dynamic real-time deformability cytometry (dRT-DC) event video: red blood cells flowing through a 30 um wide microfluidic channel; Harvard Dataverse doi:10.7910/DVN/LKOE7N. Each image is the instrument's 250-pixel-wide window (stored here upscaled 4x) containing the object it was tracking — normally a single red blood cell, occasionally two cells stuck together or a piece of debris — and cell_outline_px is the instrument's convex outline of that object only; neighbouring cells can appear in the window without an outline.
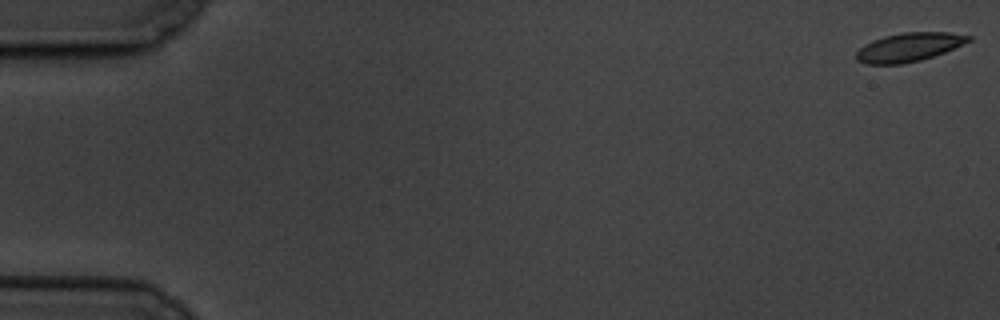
{"species": "common noctule bat (a hibernating species)", "species_latin": "Nyctalus noctula", "temperature_condition": "cold", "stored_images_in_passage": 5, "camera_frame_rate_fps": 3000, "um_per_image_px": 0.085, "animal": {"sex": "male", "body_mass_g": 19.5, "forearm_length_mm": 54.6}, "frame": {"image": 1, "passage_image": 1, "time_ms": 0.0, "image_size_px": [1000, 320], "cell_outline_px": [[972, 40], [964, 44], [944, 52], [920, 60], [900, 64], [868, 64], [856, 60], [856, 52], [864, 44], [872, 40], [884, 36], [904, 32], [948, 32], [972, 36]], "centroid_in_image_um": [77.25, 4.0], "position_along_channel_um": 7.7, "area_um2": 18.73}}
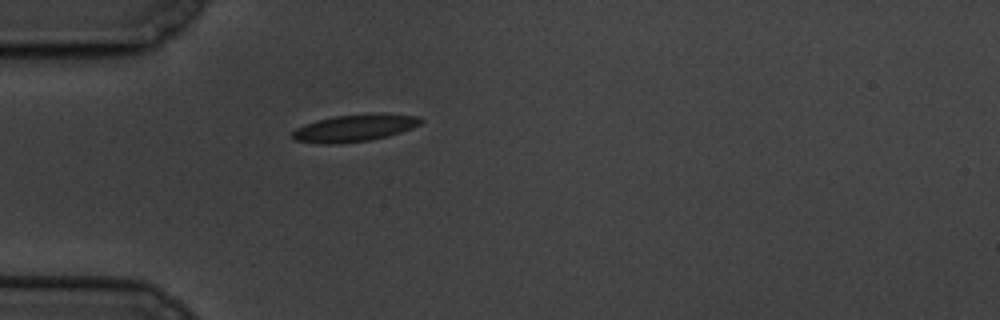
{"frame": {"image": 2, "passage_image": 5, "time_ms": 5.667, "image_size_px": [1000, 320], "cell_outline_px": [[424, 120], [420, 124], [412, 128], [388, 136], [368, 140], [340, 144], [324, 144], [296, 140], [292, 136], [292, 132], [296, 128], [304, 124], [316, 120], [332, 116], [368, 112], [384, 112], [420, 116]], "centroid_in_image_um": [30.18, 10.84], "position_along_channel_um": 54.8, "area_um2": 20.81}}